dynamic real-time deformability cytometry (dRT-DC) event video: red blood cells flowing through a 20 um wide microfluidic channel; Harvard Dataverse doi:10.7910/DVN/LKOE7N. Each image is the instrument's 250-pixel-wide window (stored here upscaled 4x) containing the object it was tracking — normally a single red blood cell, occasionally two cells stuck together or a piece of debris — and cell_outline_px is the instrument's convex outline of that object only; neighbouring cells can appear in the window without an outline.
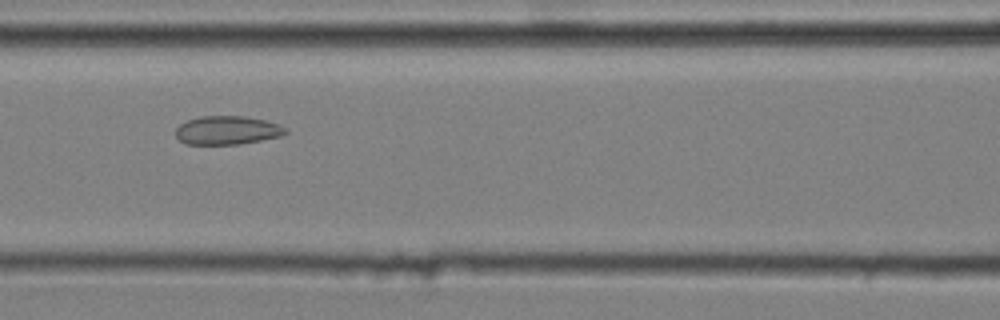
{"species": "common noctule bat (a hibernating species)", "species_latin": "Nyctalus noctula", "temperature_condition": "cold", "stored_images_in_passage": 45, "camera_frame_rate_fps": 3000, "um_per_image_px": 0.085, "animal": {"sex": "male", "body_mass_g": 20.4}, "frame": {"image": 1, "passage_image": 21, "time_ms": 6.667, "image_size_px": [1000, 320], "cell_outline_px": [[288, 132], [284, 136], [240, 144], [184, 144], [176, 136], [176, 128], [180, 124], [188, 120], [200, 116], [244, 116], [264, 120], [280, 124], [288, 128]], "centroid_in_image_um": [19.36, 11.07], "position_along_channel_um": 147.2, "area_um2": 18.5}}
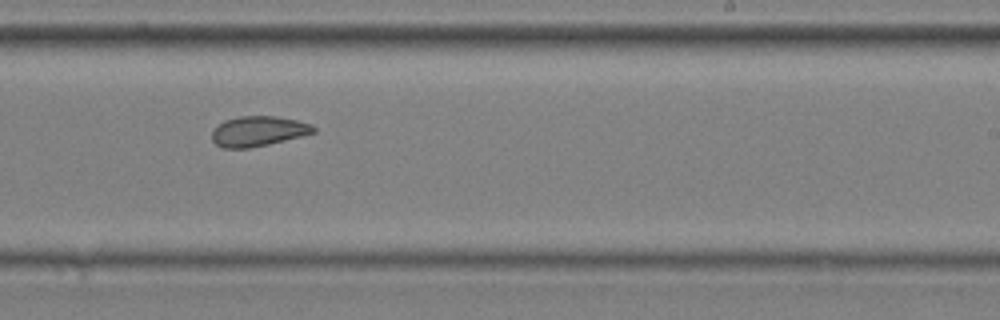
{"frame": {"image": 2, "passage_image": 31, "time_ms": 10.0, "image_size_px": [1000, 320], "cell_outline_px": [[316, 132], [268, 144], [248, 148], [224, 148], [216, 144], [212, 140], [212, 128], [224, 120], [240, 116], [276, 116], [296, 120], [312, 124], [316, 128]], "centroid_in_image_um": [21.92, 11.14], "position_along_channel_um": 267.1, "area_um2": 17.8}}
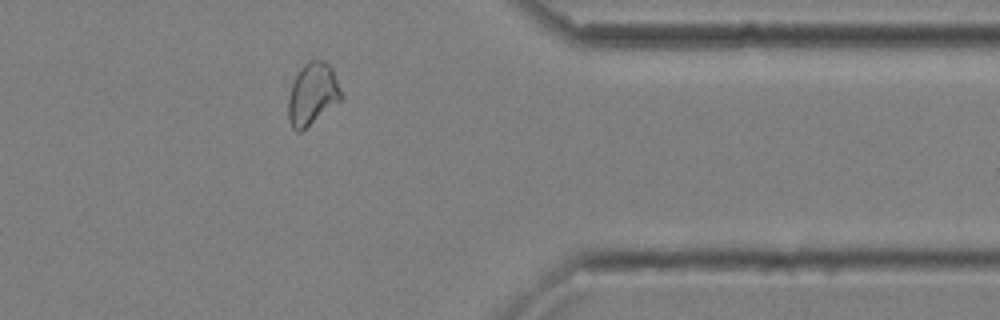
{"frame": {"image": 3, "passage_image": 42, "time_ms": 13.667, "image_size_px": [1000, 320], "cell_outline_px": [[344, 96], [340, 100], [300, 132], [296, 132], [292, 128], [288, 120], [288, 96], [292, 84], [300, 68], [308, 60], [324, 60], [332, 68]], "centroid_in_image_um": [26.55, 7.97], "position_along_channel_um": 384.9, "area_um2": 19.07}, "authors_computed_cell_mechanics": {"area_um2": 19.0162, "velocity_mm_per_s": 3.6025, "shape_relaxation_time_tau1_ms": null, "shape_relaxation_time_tau2_ms": 2.1858, "deformation_change_tau1": null, "deformation_change_tau2": 0.0752}}